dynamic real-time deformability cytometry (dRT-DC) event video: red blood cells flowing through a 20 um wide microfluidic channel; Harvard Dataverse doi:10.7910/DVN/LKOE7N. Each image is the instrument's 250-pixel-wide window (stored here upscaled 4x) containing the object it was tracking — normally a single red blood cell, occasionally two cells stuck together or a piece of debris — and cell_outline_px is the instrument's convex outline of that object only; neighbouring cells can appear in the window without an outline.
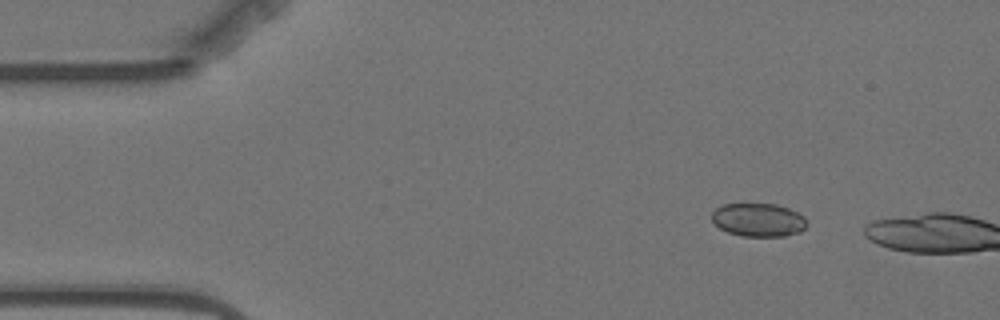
{"species": "Egyptian fruit bat (a non-hibernating species)", "species_latin": "Rousettus aegyptiacus", "temperature_condition": "warm", "stored_images_in_passage": 3, "camera_frame_rate_fps": 3000, "um_per_image_px": 0.085, "animal": {"sex": "female"}, "frame": {"image": 1, "passage_image": 2, "time_ms": 1.667, "image_size_px": [1000, 320], "cell_outline_px": [[808, 224], [800, 232], [784, 236], [744, 236], [728, 232], [720, 228], [712, 220], [712, 212], [716, 208], [724, 204], [776, 204], [788, 208], [804, 216]], "centroid_in_image_um": [64.48, 18.69], "position_along_channel_um": 20.5, "area_um2": 18.38}}